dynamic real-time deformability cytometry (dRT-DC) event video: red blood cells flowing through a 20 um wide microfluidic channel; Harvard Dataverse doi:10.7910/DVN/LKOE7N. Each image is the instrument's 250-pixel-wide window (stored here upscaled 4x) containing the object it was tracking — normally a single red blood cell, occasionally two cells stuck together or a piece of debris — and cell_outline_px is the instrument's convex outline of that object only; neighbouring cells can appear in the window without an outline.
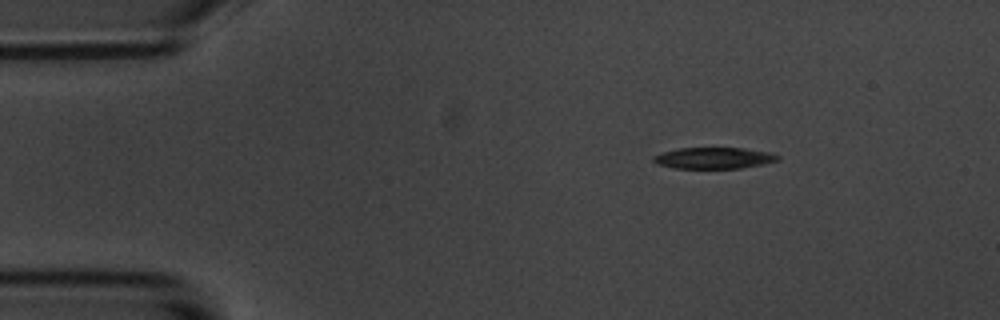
{"species": "common noctule bat (a hibernating species)", "species_latin": "Nyctalus noctula", "temperature_condition": "room temperature", "stored_images_in_passage": 49, "camera_frame_rate_fps": 3000, "um_per_image_px": 0.085, "animal": {"sex": "male", "body_mass_g": 20.1, "forearm_length_mm": 53.5}, "frame": {"image": 1, "passage_image": 1, "time_ms": 0.0, "image_size_px": [1000, 320], "cell_outline_px": [[780, 160], [740, 168], [676, 168], [656, 164], [652, 160], [652, 156], [664, 152], [680, 148], [744, 148], [768, 152], [780, 156]], "centroid_in_image_um": [60.65, 13.43], "position_along_channel_um": 24.3, "area_um2": 15.26}}
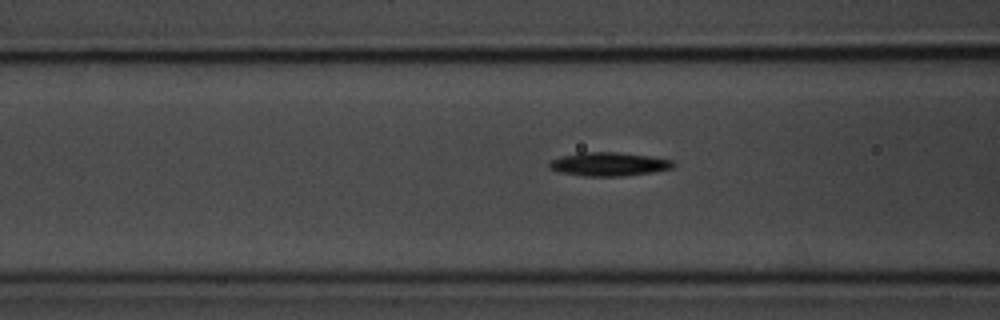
{"frame": {"image": 2, "passage_image": 14, "time_ms": 4.333, "image_size_px": [1000, 320], "cell_outline_px": [[676, 164], [672, 168], [652, 172], [620, 176], [584, 176], [560, 172], [548, 168], [548, 164], [552, 160], [560, 156], [580, 152], [616, 152], [652, 156], [672, 160]], "centroid_in_image_um": [51.74, 13.94], "position_along_channel_um": 114.9, "area_um2": 17.11}}
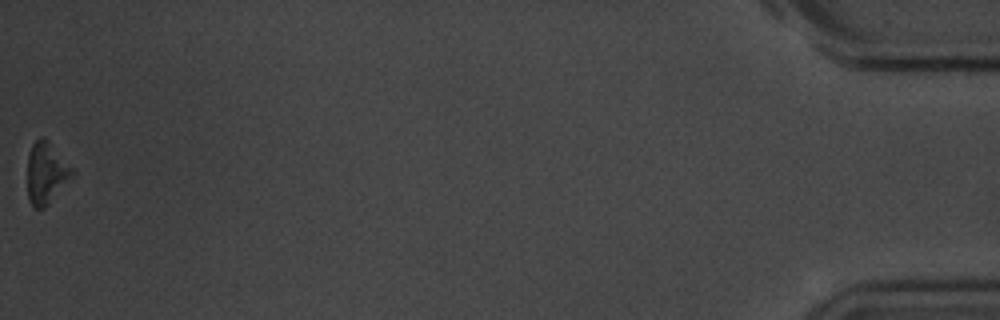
{"frame": {"image": 3, "passage_image": 49, "time_ms": 16.0, "image_size_px": [1000, 320], "cell_outline_px": [[76, 172], [44, 208], [36, 208], [28, 200], [28, 156], [32, 144], [40, 136], [44, 136]], "centroid_in_image_um": [3.92, 14.68], "position_along_channel_um": 431.3, "area_um2": 15.78}, "authors_computed_cell_mechanics": {"area_um2": 16.5308, "velocity_mm_per_s": 3.562, "shape_relaxation_time_tau1_ms": 1.2715, "shape_relaxation_time_tau2_ms": null, "deformation_change_tau1": 0.0948, "deformation_change_tau2": null}}